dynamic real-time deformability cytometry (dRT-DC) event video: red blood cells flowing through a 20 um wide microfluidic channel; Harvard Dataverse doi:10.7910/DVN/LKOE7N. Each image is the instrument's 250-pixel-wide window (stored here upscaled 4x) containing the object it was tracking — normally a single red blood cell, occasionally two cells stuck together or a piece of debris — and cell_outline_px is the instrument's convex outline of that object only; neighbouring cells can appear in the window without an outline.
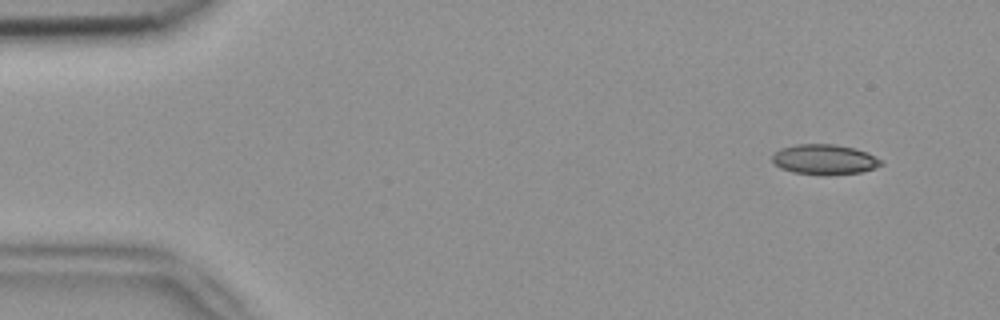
{"species": "common noctule bat (a hibernating species)", "species_latin": "Nyctalus noctula", "temperature_condition": "room temperature", "stored_images_in_passage": 4, "camera_frame_rate_fps": 3000, "um_per_image_px": 0.085, "animal": {"sex": "female", "body_mass_g": 18.4}, "frame": {"image": 1, "passage_image": 1, "time_ms": 0.0, "image_size_px": [1000, 320], "cell_outline_px": [[884, 164], [876, 168], [860, 172], [828, 176], [820, 176], [792, 172], [780, 168], [772, 164], [772, 156], [780, 148], [796, 144], [836, 144], [856, 148], [868, 152], [884, 160]], "centroid_in_image_um": [70.11, 13.57], "position_along_channel_um": 14.9, "area_um2": 19.77}}
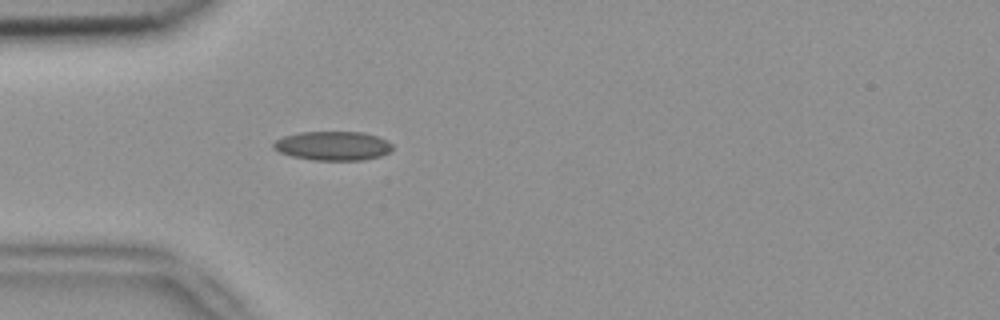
{"frame": {"image": 2, "passage_image": 4, "time_ms": 1.0, "image_size_px": [1000, 320], "cell_outline_px": [[392, 148], [388, 152], [380, 156], [360, 160], [312, 160], [292, 156], [280, 152], [272, 148], [272, 144], [276, 140], [284, 136], [300, 132], [364, 132], [388, 140], [392, 144]], "centroid_in_image_um": [28.28, 12.39], "position_along_channel_um": 56.7, "area_um2": 20.11}}